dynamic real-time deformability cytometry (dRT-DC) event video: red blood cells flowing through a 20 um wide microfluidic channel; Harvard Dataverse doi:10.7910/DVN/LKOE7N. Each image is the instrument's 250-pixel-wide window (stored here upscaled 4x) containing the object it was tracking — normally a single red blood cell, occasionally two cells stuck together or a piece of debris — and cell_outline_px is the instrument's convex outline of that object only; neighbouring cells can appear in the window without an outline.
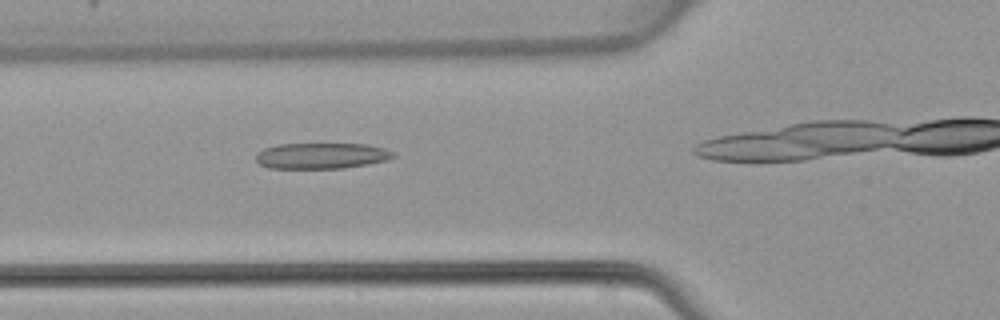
{"species": "common noctule bat (a hibernating species)", "species_latin": "Nyctalus noctula", "temperature_condition": "warm", "stored_images_in_passage": 32, "camera_frame_rate_fps": 3000, "um_per_image_px": 0.085, "animal": {"sex": "female", "body_mass_g": 22.7, "forearm_length_mm": 54.2}, "frame": {"image": 1, "passage_image": 12, "time_ms": 3.667, "image_size_px": [1000, 320], "cell_outline_px": [[396, 156], [388, 160], [368, 164], [340, 168], [268, 168], [260, 164], [256, 160], [256, 152], [264, 148], [280, 144], [368, 144], [384, 148], [396, 152]], "centroid_in_image_um": [27.35, 13.23], "position_along_channel_um": 98.4, "area_um2": 20.81}}
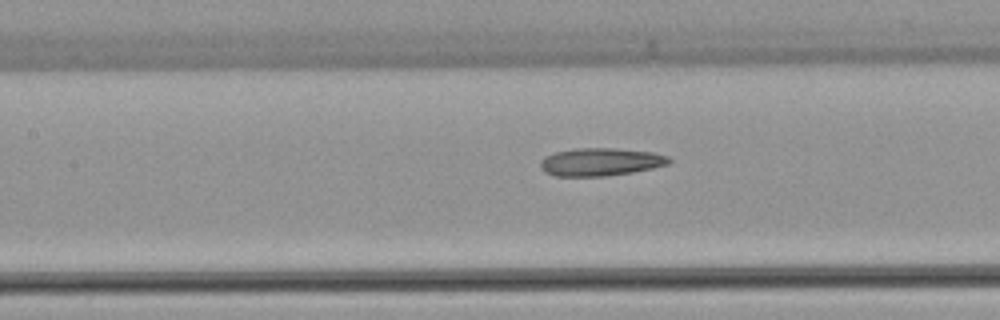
{"frame": {"image": 2, "passage_image": 16, "time_ms": 5.0, "image_size_px": [1000, 320], "cell_outline_px": [[672, 160], [668, 164], [652, 168], [632, 172], [604, 176], [556, 176], [544, 172], [540, 168], [540, 160], [544, 156], [556, 152], [576, 148], [612, 148], [652, 152], [668, 156]], "centroid_in_image_um": [51.01, 13.76], "position_along_channel_um": 156.4, "area_um2": 20.87}}
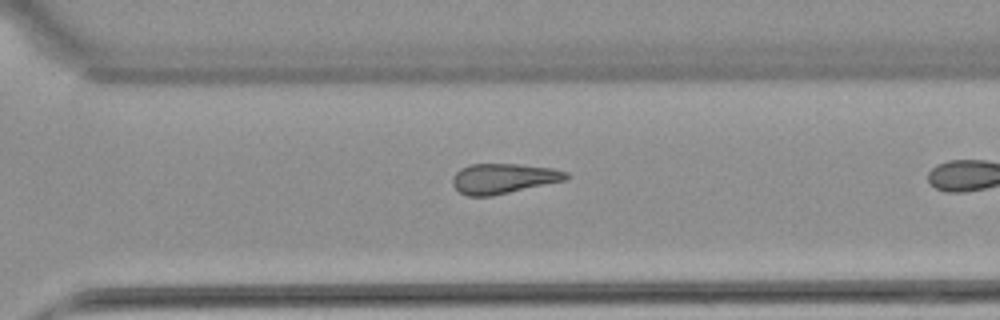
{"frame": {"image": 3, "passage_image": 28, "time_ms": 9.0, "image_size_px": [1000, 320], "cell_outline_px": [[572, 176], [564, 180], [492, 196], [468, 196], [460, 192], [452, 184], [452, 176], [460, 168], [468, 164], [524, 164], [552, 168], [568, 172]], "centroid_in_image_um": [42.78, 15.16], "position_along_channel_um": 327.8, "area_um2": 20.0}}